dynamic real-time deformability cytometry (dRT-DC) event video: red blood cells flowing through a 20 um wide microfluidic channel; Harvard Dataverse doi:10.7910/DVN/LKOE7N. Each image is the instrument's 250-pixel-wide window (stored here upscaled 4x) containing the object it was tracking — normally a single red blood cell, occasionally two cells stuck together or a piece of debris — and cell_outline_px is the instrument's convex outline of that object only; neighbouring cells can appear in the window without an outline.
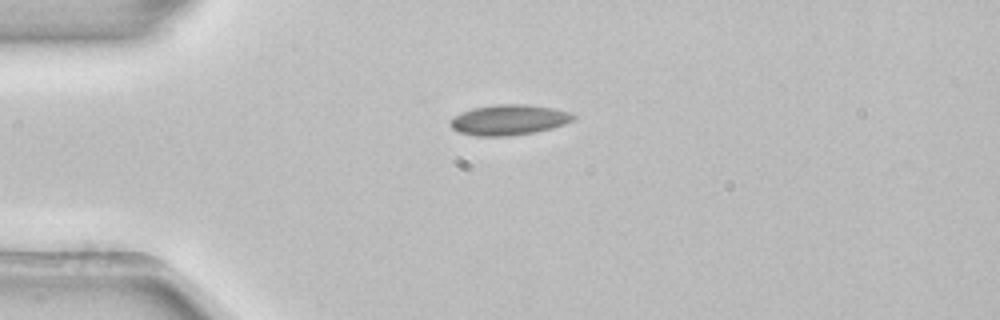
{"species": "common noctule bat (a hibernating species)", "species_latin": "Nyctalus noctula", "temperature_condition": "room temperature", "stored_images_in_passage": 1, "camera_frame_rate_fps": 3000, "um_per_image_px": 0.085, "animal": {"sex": "female", "body_mass_g": 22.7, "forearm_length_mm": 54.2}, "frame": {"image": 1, "passage_image": 1, "time_ms": 0.0, "image_size_px": [1000, 320], "cell_outline_px": [[576, 116], [572, 120], [564, 124], [552, 128], [532, 132], [508, 136], [476, 136], [460, 132], [452, 128], [448, 124], [448, 120], [472, 108], [496, 104], [524, 104], [556, 108], [572, 112]], "centroid_in_image_um": [43.26, 10.18], "position_along_channel_um": 41.7, "area_um2": 21.79}}